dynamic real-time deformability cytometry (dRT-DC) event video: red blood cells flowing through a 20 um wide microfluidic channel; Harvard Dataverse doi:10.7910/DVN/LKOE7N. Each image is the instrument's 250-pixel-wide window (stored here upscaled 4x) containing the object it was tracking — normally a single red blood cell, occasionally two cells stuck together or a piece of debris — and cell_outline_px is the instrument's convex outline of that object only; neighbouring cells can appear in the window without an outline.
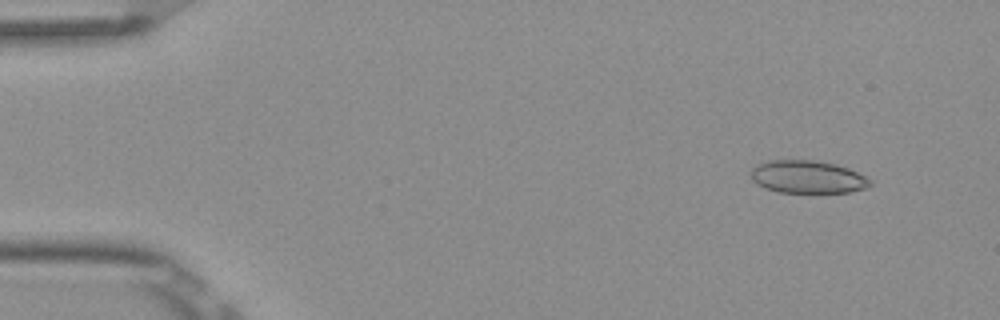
{"species": "Egyptian fruit bat (a non-hibernating species)", "species_latin": "Rousettus aegyptiacus", "temperature_condition": "room temperature", "stored_images_in_passage": 5, "camera_frame_rate_fps": 3000, "um_per_image_px": 0.085, "frame": {"image": 1, "passage_image": 2, "time_ms": 0.333, "image_size_px": [1000, 320], "cell_outline_px": [[872, 184], [868, 188], [848, 192], [780, 192], [764, 188], [756, 184], [752, 180], [752, 168], [756, 164], [768, 160], [816, 160], [836, 164], [848, 168], [872, 180]], "centroid_in_image_um": [68.64, 15.03], "position_along_channel_um": 16.4, "area_um2": 22.83}}